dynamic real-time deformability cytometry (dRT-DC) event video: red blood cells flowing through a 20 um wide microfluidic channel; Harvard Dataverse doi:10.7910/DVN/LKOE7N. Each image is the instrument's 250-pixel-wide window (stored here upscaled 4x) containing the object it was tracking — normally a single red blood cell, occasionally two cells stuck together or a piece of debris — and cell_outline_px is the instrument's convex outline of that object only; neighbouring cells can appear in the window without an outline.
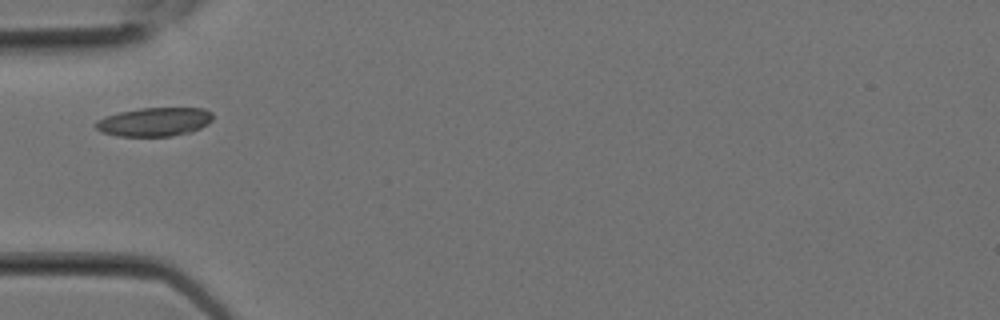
{"species": "Egyptian fruit bat (a non-hibernating species)", "species_latin": "Rousettus aegyptiacus", "temperature_condition": "room temperature", "stored_images_in_passage": 2, "camera_frame_rate_fps": 3000, "um_per_image_px": 0.085, "animal": {"sex": "female"}, "frame": {"image": 1, "passage_image": 2, "time_ms": 0.333, "image_size_px": [1000, 320], "cell_outline_px": [[212, 120], [208, 124], [192, 132], [172, 136], [116, 136], [100, 132], [96, 128], [96, 120], [104, 116], [120, 112], [140, 108], [204, 108], [212, 112]], "centroid_in_image_um": [13.12, 10.36], "position_along_channel_um": 71.9, "area_um2": 19.77}}